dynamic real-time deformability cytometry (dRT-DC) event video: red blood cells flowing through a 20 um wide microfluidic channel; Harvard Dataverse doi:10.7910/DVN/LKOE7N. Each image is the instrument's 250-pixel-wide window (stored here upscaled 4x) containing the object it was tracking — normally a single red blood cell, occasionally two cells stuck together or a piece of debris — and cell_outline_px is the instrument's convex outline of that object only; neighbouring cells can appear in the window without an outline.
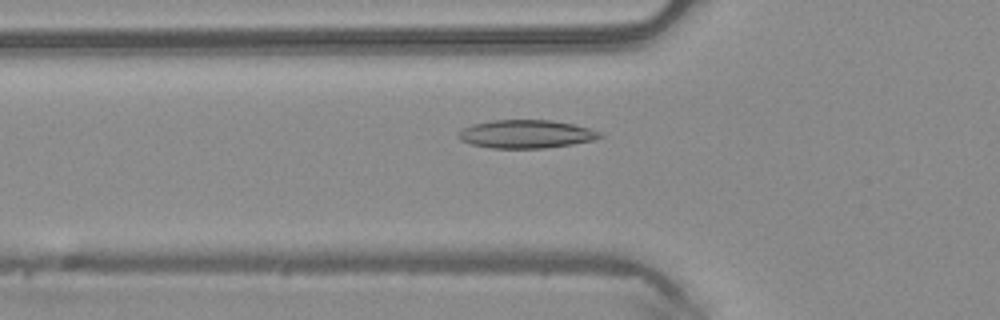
{"species": "common noctule bat (a hibernating species)", "species_latin": "Nyctalus noctula", "temperature_condition": "warm", "stored_images_in_passage": 32, "camera_frame_rate_fps": 3000, "um_per_image_px": 0.085, "animal": {"sex": "male", "body_mass_g": 20.4}, "frame": {"image": 1, "passage_image": 6, "time_ms": 1.667, "image_size_px": [1000, 320], "cell_outline_px": [[604, 136], [596, 140], [572, 144], [544, 148], [492, 148], [472, 144], [460, 140], [456, 136], [456, 132], [472, 124], [492, 120], [552, 120], [572, 124], [588, 128], [600, 132]], "centroid_in_image_um": [44.7, 11.39], "position_along_channel_um": 81.1, "area_um2": 23.35}}
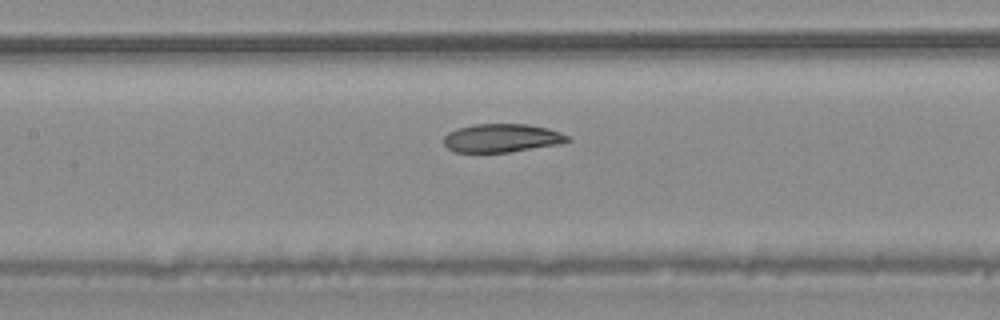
{"frame": {"image": 2, "passage_image": 12, "time_ms": 3.667, "image_size_px": [1000, 320], "cell_outline_px": [[572, 140], [560, 144], [508, 152], [456, 152], [448, 148], [444, 144], [444, 136], [448, 132], [456, 128], [472, 124], [528, 124], [548, 128], [560, 132], [568, 136]], "centroid_in_image_um": [42.65, 11.72], "position_along_channel_um": 164.8, "area_um2": 20.58}}
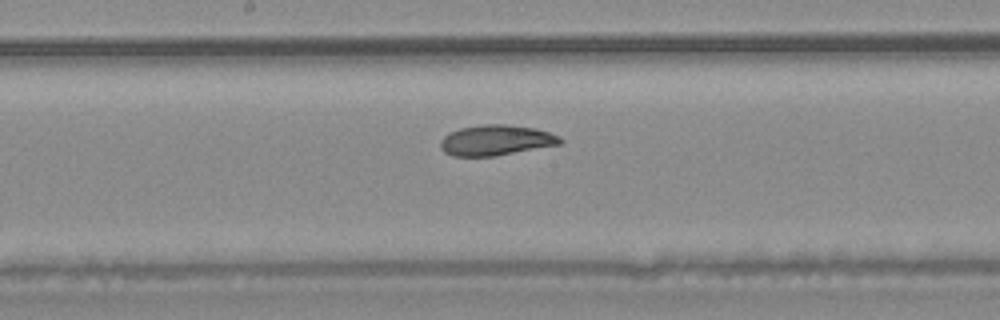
{"frame": {"image": 3, "passage_image": 15, "time_ms": 4.667, "image_size_px": [1000, 320], "cell_outline_px": [[564, 140], [560, 144], [496, 156], [452, 156], [444, 152], [440, 148], [440, 140], [448, 132], [460, 128], [484, 124], [508, 124], [532, 128], [548, 132], [560, 136]], "centroid_in_image_um": [42.13, 11.92], "position_along_channel_um": 206.1, "area_um2": 21.33}, "authors_computed_cell_mechanics": {"area_um2": 21.675, "velocity_mm_per_s": 4.1385, "shape_relaxation_time_tau1_ms": 4.9717, "shape_relaxation_time_tau2_ms": 2.9638, "deformation_change_tau1": 0.137, "deformation_change_tau2": 0.0742}}